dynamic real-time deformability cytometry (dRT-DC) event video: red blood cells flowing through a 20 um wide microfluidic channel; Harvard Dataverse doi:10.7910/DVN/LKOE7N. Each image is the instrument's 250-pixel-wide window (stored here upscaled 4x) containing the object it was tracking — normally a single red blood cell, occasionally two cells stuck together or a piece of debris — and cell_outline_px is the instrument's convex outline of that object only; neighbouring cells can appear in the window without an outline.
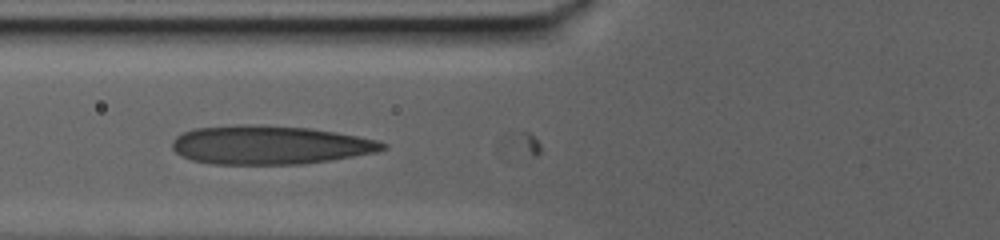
{"species": "human", "species_latin": "Homo sapiens", "temperature_condition": "warm", "stored_images_in_passage": 3, "camera_frame_rate_fps": 3000, "um_per_image_px": 0.085, "donor": {"sex": "male"}, "frame": {"image": 1, "passage_image": 2, "time_ms": 0.333, "image_size_px": [1000, 240], "cell_outline_px": [[388, 148], [376, 152], [328, 160], [300, 164], [212, 164], [192, 160], [180, 156], [172, 148], [172, 140], [176, 136], [192, 128], [240, 124], [248, 124], [308, 128], [336, 132], [376, 140], [388, 144]], "centroid_in_image_um": [22.88, 12.32], "position_along_channel_um": 102.9, "area_um2": 47.4}}